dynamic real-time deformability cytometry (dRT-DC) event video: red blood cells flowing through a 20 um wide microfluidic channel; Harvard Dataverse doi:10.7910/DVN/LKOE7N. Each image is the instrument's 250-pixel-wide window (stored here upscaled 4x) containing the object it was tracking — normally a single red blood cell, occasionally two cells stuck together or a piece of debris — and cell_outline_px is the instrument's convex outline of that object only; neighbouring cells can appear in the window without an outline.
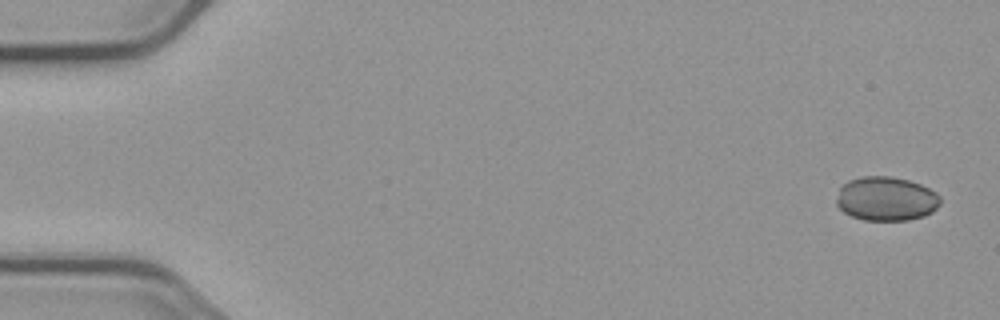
{"species": "common noctule bat (a hibernating species)", "species_latin": "Nyctalus noctula", "temperature_condition": "cold", "stored_images_in_passage": 5, "camera_frame_rate_fps": 3000, "um_per_image_px": 0.085, "animal": {"sex": "male", "body_mass_g": 23.1, "forearm_length_mm": 52.7}, "frame": {"image": 1, "passage_image": 1, "time_ms": 0.0, "image_size_px": [1000, 320], "cell_outline_px": [[940, 204], [932, 212], [924, 216], [908, 220], [864, 220], [852, 216], [844, 212], [836, 204], [836, 200], [840, 188], [848, 180], [864, 176], [888, 176], [908, 180], [920, 184], [936, 192], [940, 196]], "centroid_in_image_um": [75.33, 16.9], "position_along_channel_um": 9.7, "area_um2": 26.65}}
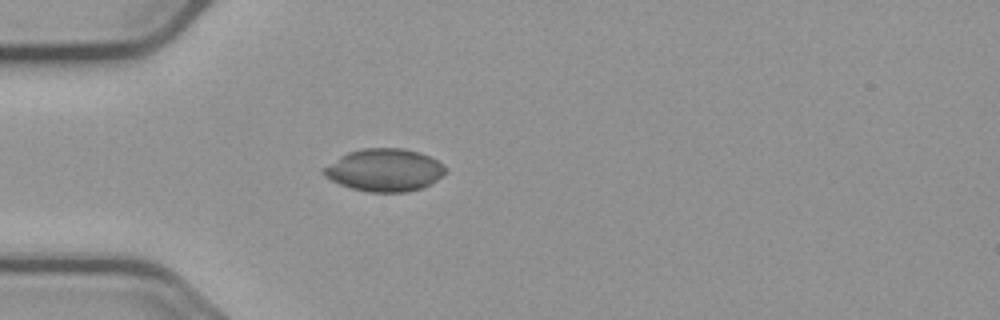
{"frame": {"image": 2, "passage_image": 5, "time_ms": 4.667, "image_size_px": [1000, 320], "cell_outline_px": [[448, 172], [432, 184], [424, 188], [408, 192], [368, 192], [352, 188], [340, 184], [324, 176], [324, 168], [340, 156], [348, 152], [364, 148], [404, 148], [420, 152], [444, 164], [448, 168]], "centroid_in_image_um": [32.76, 14.46], "position_along_channel_um": 52.2, "area_um2": 30.4}}